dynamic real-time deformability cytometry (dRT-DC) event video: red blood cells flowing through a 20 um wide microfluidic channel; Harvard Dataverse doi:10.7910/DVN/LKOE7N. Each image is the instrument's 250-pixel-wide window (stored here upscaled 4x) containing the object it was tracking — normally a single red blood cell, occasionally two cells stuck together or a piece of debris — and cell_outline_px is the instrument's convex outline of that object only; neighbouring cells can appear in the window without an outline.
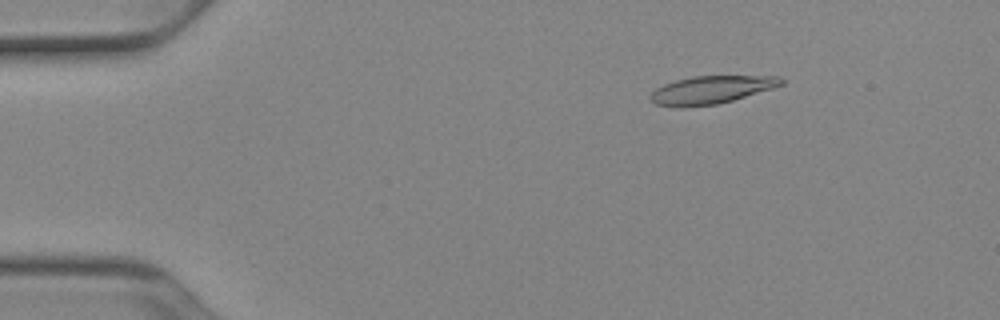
{"species": "Egyptian fruit bat (a non-hibernating species)", "species_latin": "Rousettus aegyptiacus", "temperature_condition": "cold", "stored_images_in_passage": 48, "camera_frame_rate_fps": 3000, "um_per_image_px": 0.085, "animal": {"sex": "female"}, "frame": {"image": 1, "passage_image": 4, "time_ms": 1.0, "image_size_px": [1000, 320], "cell_outline_px": [[784, 84], [772, 88], [732, 100], [716, 104], [680, 108], [656, 104], [648, 100], [648, 96], [656, 88], [664, 84], [676, 80], [692, 76], [780, 76], [784, 80]], "centroid_in_image_um": [60.4, 7.64], "position_along_channel_um": 24.6, "area_um2": 21.27}}
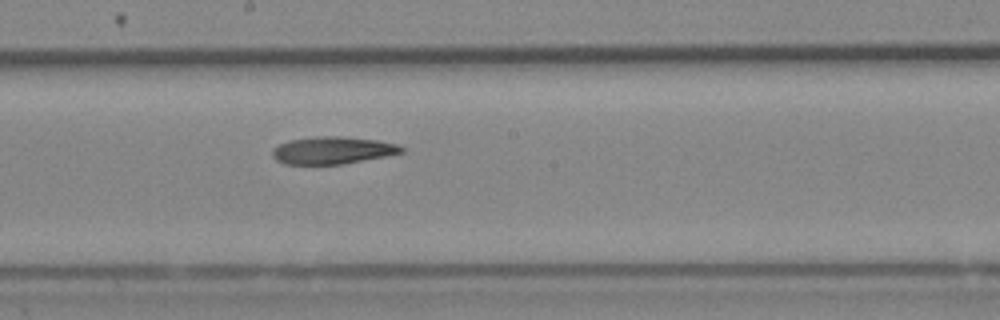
{"frame": {"image": 2, "passage_image": 25, "time_ms": 8.0, "image_size_px": [1000, 320], "cell_outline_px": [[404, 152], [384, 156], [340, 164], [284, 164], [276, 160], [272, 156], [272, 152], [280, 144], [288, 140], [316, 136], [340, 136], [376, 140], [396, 144], [404, 148]], "centroid_in_image_um": [28.24, 12.77], "position_along_channel_um": 220.0, "area_um2": 20.29}}
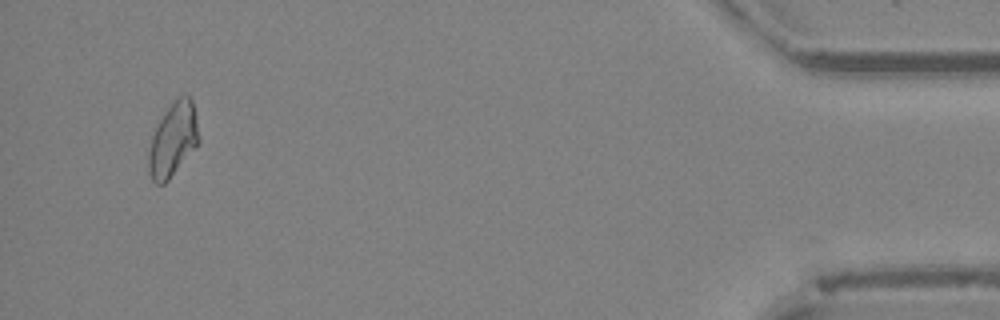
{"frame": {"image": 3, "passage_image": 46, "time_ms": 15.0, "image_size_px": [1000, 320], "cell_outline_px": [[200, 140], [168, 180], [164, 184], [156, 184], [152, 180], [148, 172], [148, 152], [152, 136], [160, 120], [172, 100], [180, 96], [192, 96], [200, 136]], "centroid_in_image_um": [14.71, 11.85], "position_along_channel_um": 420.5, "area_um2": 21.44}, "authors_computed_cell_mechanics": {"area_um2": 21.3282, "velocity_mm_per_s": 3.9128, "shape_relaxation_time_tau1_ms": null, "shape_relaxation_time_tau2_ms": 7.6648, "deformation_change_tau1": null, "deformation_change_tau2": 0.1847}}